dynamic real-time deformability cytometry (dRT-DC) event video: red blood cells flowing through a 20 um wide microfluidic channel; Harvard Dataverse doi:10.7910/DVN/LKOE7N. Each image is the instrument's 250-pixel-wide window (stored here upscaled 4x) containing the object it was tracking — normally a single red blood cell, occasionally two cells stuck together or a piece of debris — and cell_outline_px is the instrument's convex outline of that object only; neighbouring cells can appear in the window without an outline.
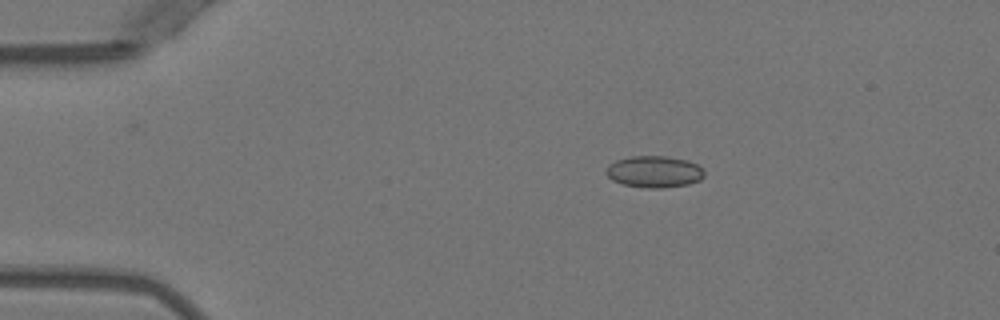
{"species": "Egyptian fruit bat (a non-hibernating species)", "species_latin": "Rousettus aegyptiacus", "temperature_condition": "warm", "stored_images_in_passage": 43, "camera_frame_rate_fps": 3000, "um_per_image_px": 0.085, "animal": {"sex": "female"}, "frame": {"image": 1, "passage_image": 1, "time_ms": 0.0, "image_size_px": [1000, 320], "cell_outline_px": [[704, 176], [700, 180], [688, 184], [660, 188], [648, 188], [624, 184], [612, 180], [604, 172], [608, 164], [616, 160], [632, 156], [668, 156], [688, 160], [696, 164], [704, 172]], "centroid_in_image_um": [55.59, 14.58], "position_along_channel_um": 29.4, "area_um2": 18.09}}
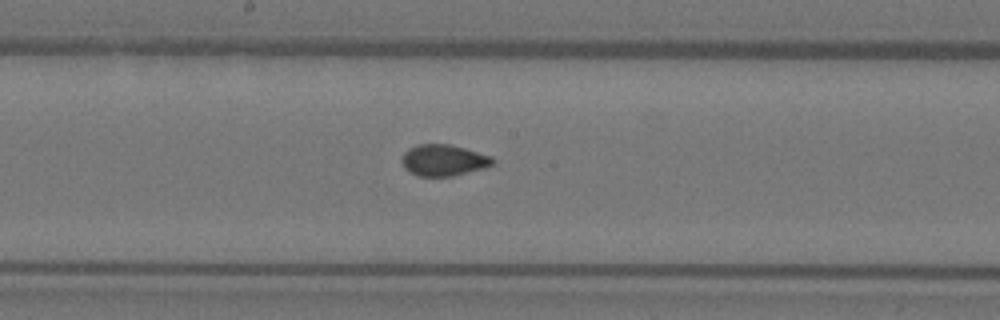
{"frame": {"image": 2, "passage_image": 19, "time_ms": 6.0, "image_size_px": [1000, 320], "cell_outline_px": [[496, 164], [484, 168], [452, 176], [416, 176], [404, 168], [400, 160], [404, 152], [408, 148], [416, 144], [452, 144], [492, 156], [496, 160]], "centroid_in_image_um": [37.71, 13.61], "position_along_channel_um": 210.5, "area_um2": 16.94}}
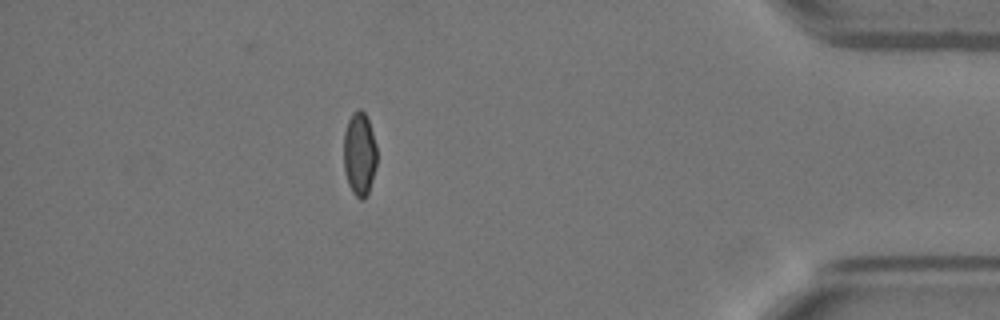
{"frame": {"image": 3, "passage_image": 37, "time_ms": 12.0, "image_size_px": [1000, 320], "cell_outline_px": [[376, 168], [368, 196], [364, 200], [360, 200], [352, 192], [348, 184], [344, 172], [344, 132], [348, 120], [352, 112], [356, 108], [360, 108], [364, 112], [368, 120], [376, 144]], "centroid_in_image_um": [30.55, 13.11], "position_along_channel_um": 404.6, "area_um2": 16.47}}